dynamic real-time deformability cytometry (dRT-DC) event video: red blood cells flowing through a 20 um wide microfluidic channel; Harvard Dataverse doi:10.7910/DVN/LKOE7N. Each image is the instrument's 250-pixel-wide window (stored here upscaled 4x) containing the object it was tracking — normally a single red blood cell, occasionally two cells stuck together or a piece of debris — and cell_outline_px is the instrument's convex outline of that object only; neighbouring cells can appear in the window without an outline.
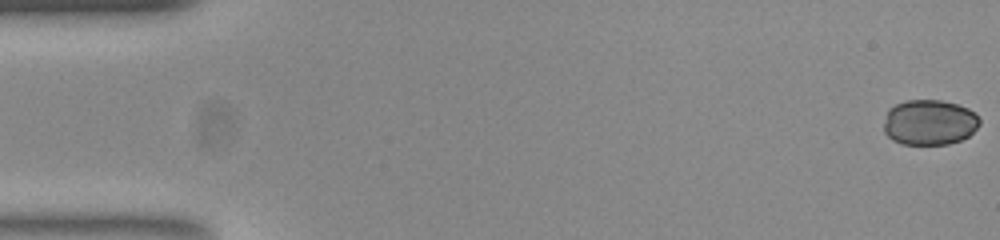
{"species": "common noctule bat (a hibernating species)", "species_latin": "Nyctalus noctula", "temperature_condition": "room temperature", "stored_images_in_passage": 54, "camera_frame_rate_fps": 3000, "um_per_image_px": 0.085, "animal": {"sex": "female", "body_mass_g": 23.0, "forearm_length_mm": 53.4}, "frame": {"image": 1, "passage_image": 1, "time_ms": 0.0, "image_size_px": [1000, 240], "cell_outline_px": [[980, 124], [968, 136], [960, 140], [948, 144], [904, 144], [892, 140], [884, 132], [884, 124], [888, 108], [896, 104], [908, 100], [940, 100], [956, 104], [968, 108], [980, 120]], "centroid_in_image_um": [78.98, 10.4], "position_along_channel_um": 6.0, "area_um2": 25.2}}
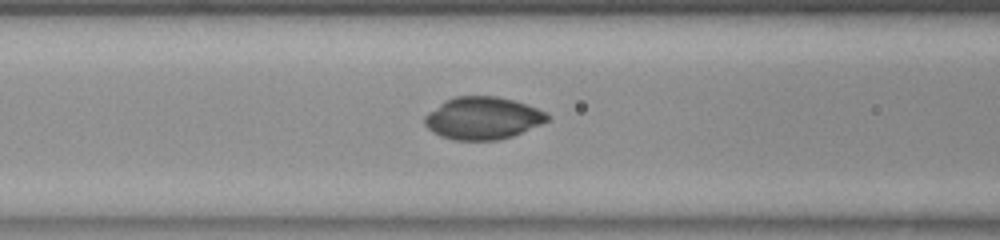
{"frame": {"image": 2, "passage_image": 22, "time_ms": 7.0, "image_size_px": [1000, 240], "cell_outline_px": [[552, 116], [548, 120], [540, 124], [512, 136], [500, 140], [452, 140], [440, 136], [432, 132], [424, 124], [424, 116], [428, 112], [444, 100], [456, 96], [496, 96], [512, 100], [548, 112]], "centroid_in_image_um": [41.0, 10.04], "position_along_channel_um": 125.6, "area_um2": 30.4}}
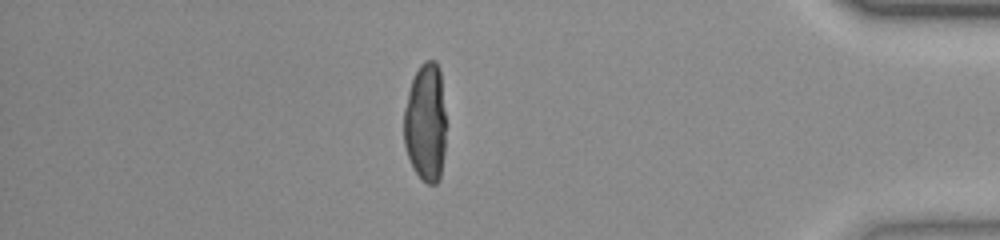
{"frame": {"image": 3, "passage_image": 47, "time_ms": 15.333, "image_size_px": [1000, 240], "cell_outline_px": [[444, 152], [440, 180], [436, 184], [428, 184], [416, 172], [408, 156], [404, 144], [404, 108], [408, 92], [412, 80], [420, 64], [424, 60], [436, 60], [440, 68], [444, 112]], "centroid_in_image_um": [36.17, 10.39], "position_along_channel_um": 399.0, "area_um2": 28.96}}